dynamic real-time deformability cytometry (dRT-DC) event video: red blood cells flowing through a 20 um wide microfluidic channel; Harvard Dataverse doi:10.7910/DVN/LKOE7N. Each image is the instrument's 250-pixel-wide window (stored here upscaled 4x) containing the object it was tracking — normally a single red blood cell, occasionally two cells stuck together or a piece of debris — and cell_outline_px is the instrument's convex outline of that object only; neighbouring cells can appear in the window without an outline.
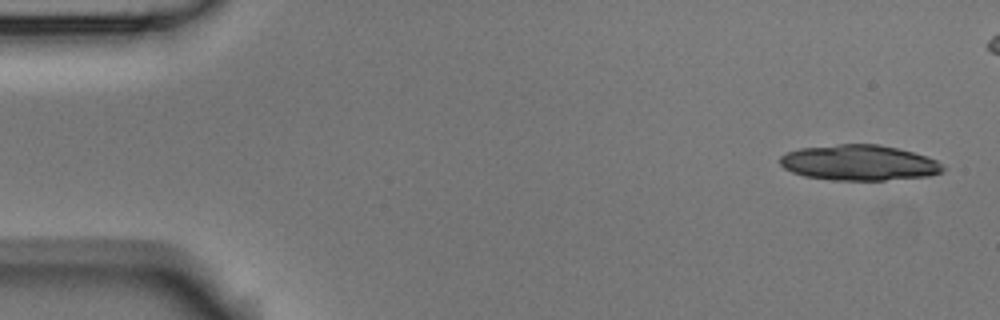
{"species": "Egyptian fruit bat (a non-hibernating species)", "species_latin": "Rousettus aegyptiacus", "temperature_condition": "room temperature", "stored_images_in_passage": 7, "camera_frame_rate_fps": 3000, "um_per_image_px": 0.085, "animal": {"sex": "male"}, "frame": {"image": 1, "passage_image": 1, "time_ms": 0.0, "image_size_px": [1000, 320], "cell_outline_px": [[948, 168], [944, 172], [928, 176], [884, 180], [832, 180], [804, 176], [792, 172], [784, 168], [780, 164], [780, 156], [788, 152], [800, 148], [840, 144], [876, 144], [896, 148], [928, 156], [936, 160]], "centroid_in_image_um": [73.06, 13.84], "position_along_channel_um": 11.9, "area_um2": 33.81}}
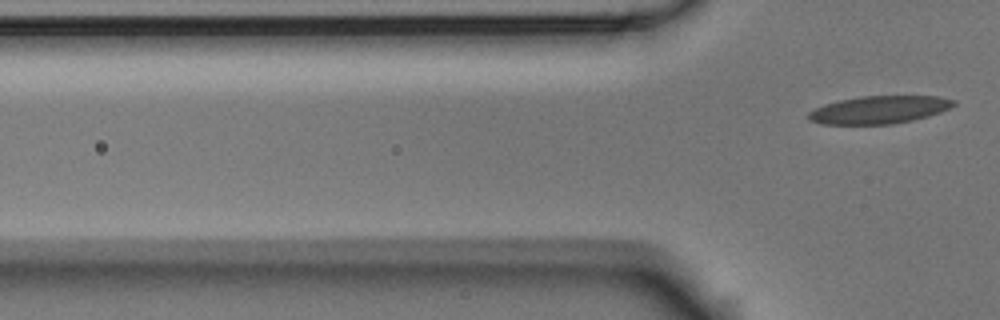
{"frame": {"image": 2, "passage_image": 7, "time_ms": 2.0, "image_size_px": [1000, 320], "cell_outline_px": [[956, 104], [940, 112], [928, 116], [912, 120], [892, 124], [824, 124], [808, 120], [808, 112], [824, 104], [840, 100], [860, 96], [936, 96], [956, 100]], "centroid_in_image_um": [74.72, 9.32], "position_along_channel_um": 51.1, "area_um2": 23.35}}